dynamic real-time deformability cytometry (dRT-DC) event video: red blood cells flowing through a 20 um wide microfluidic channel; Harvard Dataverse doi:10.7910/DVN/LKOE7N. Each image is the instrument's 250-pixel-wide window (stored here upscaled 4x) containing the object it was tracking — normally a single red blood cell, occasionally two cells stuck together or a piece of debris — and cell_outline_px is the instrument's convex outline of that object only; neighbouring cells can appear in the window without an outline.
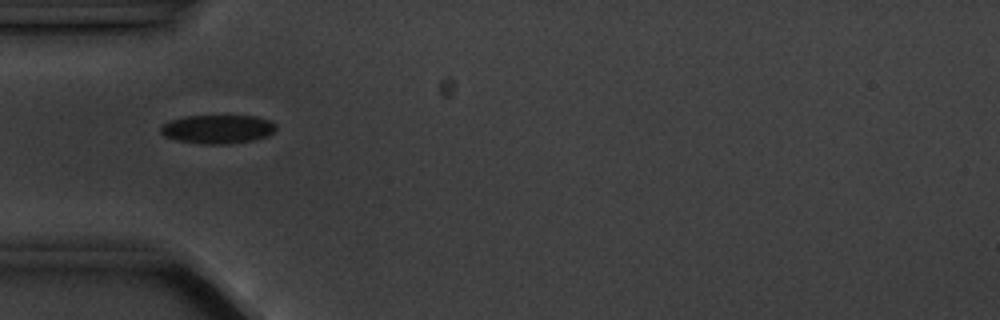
{"species": "common noctule bat (a hibernating species)", "species_latin": "Nyctalus noctula", "temperature_condition": "cold", "stored_images_in_passage": 3, "camera_frame_rate_fps": 3000, "um_per_image_px": 0.085, "animal": {"sex": "male", "body_mass_g": 20.1, "forearm_length_mm": 53.5}, "frame": {"image": 1, "passage_image": 1, "time_ms": 0.0, "image_size_px": [1000, 320], "cell_outline_px": [[276, 128], [268, 136], [252, 140], [220, 144], [204, 144], [180, 140], [164, 136], [160, 132], [160, 124], [184, 116], [256, 116], [268, 120], [276, 124]], "centroid_in_image_um": [18.48, 10.96], "position_along_channel_um": 66.5, "area_um2": 19.07}}
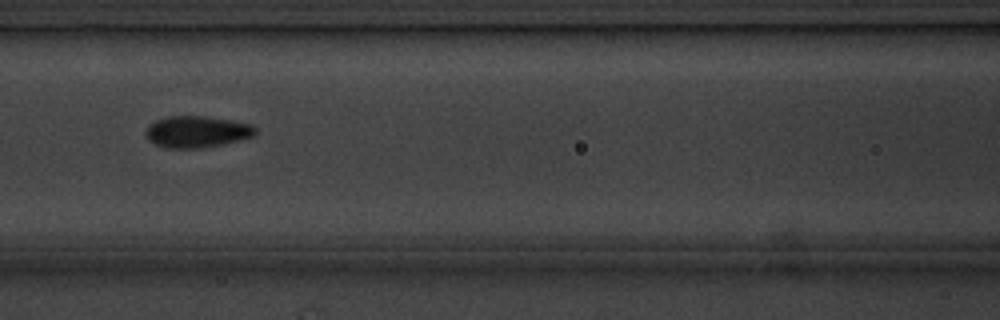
{"frame": {"image": 2, "passage_image": 3, "time_ms": 2.333, "image_size_px": [1000, 320], "cell_outline_px": [[256, 136], [224, 144], [200, 148], [168, 148], [156, 144], [148, 140], [144, 132], [148, 124], [156, 120], [168, 116], [204, 116], [252, 124], [256, 128]], "centroid_in_image_um": [16.73, 11.2], "position_along_channel_um": 149.9, "area_um2": 20.29}}